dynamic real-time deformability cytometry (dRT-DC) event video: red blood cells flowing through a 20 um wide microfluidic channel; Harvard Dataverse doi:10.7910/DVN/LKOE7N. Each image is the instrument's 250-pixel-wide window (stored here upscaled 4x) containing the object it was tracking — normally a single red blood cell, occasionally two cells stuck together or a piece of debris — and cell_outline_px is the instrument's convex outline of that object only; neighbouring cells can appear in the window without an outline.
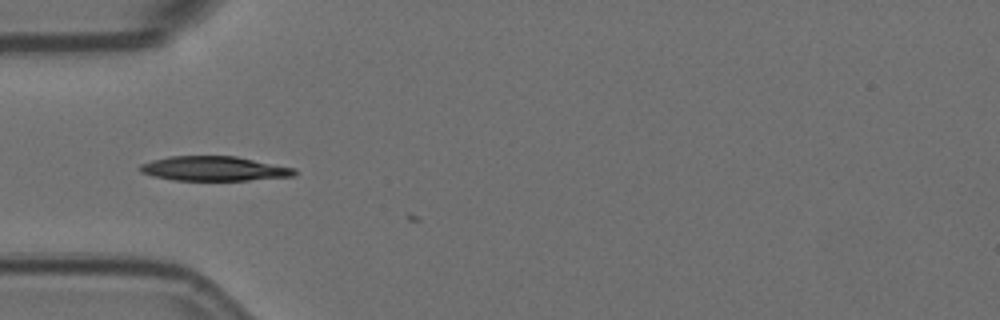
{"species": "Egyptian fruit bat (a non-hibernating species)", "species_latin": "Rousettus aegyptiacus", "temperature_condition": "room temperature", "stored_images_in_passage": 7, "camera_frame_rate_fps": 3000, "um_per_image_px": 0.085, "animal": {"sex": "female"}, "frame": {"image": 1, "passage_image": 5, "time_ms": 1.333, "image_size_px": [1000, 320], "cell_outline_px": [[296, 176], [248, 180], [172, 180], [152, 176], [140, 172], [136, 168], [140, 164], [152, 160], [168, 156], [236, 156], [296, 168]], "centroid_in_image_um": [18.16, 14.33], "position_along_channel_um": 66.8, "area_um2": 22.31}}
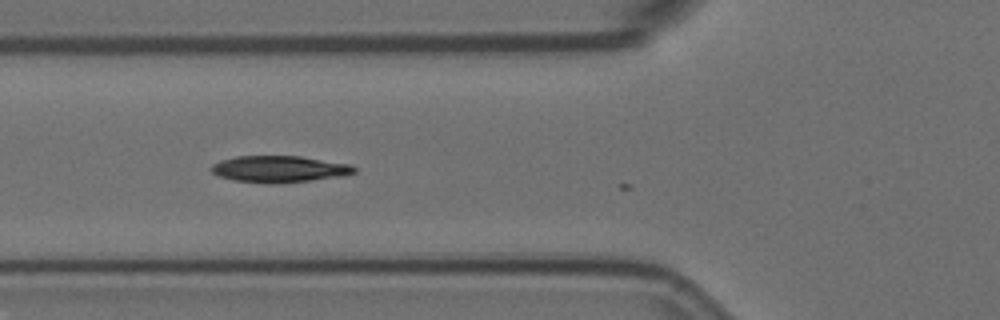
{"frame": {"image": 2, "passage_image": 6, "time_ms": 1.667, "image_size_px": [1000, 320], "cell_outline_px": [[356, 172], [344, 176], [276, 184], [268, 184], [236, 180], [220, 176], [212, 172], [208, 168], [212, 164], [220, 160], [236, 156], [300, 156], [348, 164], [356, 168]], "centroid_in_image_um": [23.71, 14.37], "position_along_channel_um": 102.1, "area_um2": 22.14}}